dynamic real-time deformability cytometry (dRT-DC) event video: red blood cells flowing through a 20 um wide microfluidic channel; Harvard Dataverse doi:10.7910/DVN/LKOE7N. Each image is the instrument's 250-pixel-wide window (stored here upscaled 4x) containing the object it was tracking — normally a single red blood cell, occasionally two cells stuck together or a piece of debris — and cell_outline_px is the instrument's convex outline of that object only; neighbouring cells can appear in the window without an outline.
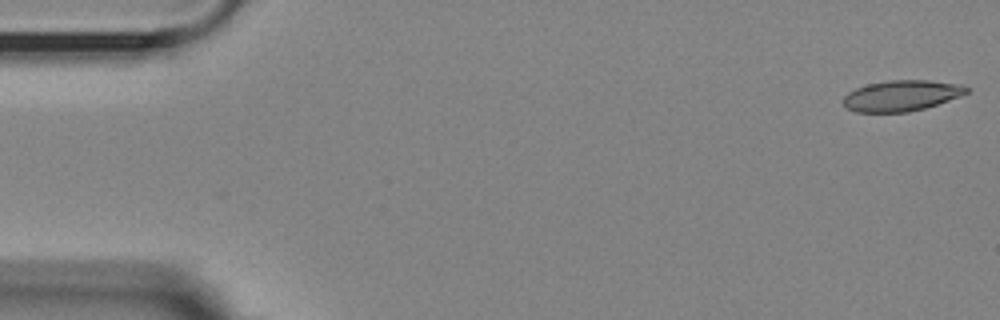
{"species": "Egyptian fruit bat (a non-hibernating species)", "species_latin": "Rousettus aegyptiacus", "temperature_condition": "room temperature", "stored_images_in_passage": 10, "camera_frame_rate_fps": 3000, "um_per_image_px": 0.085, "animal": {"sex": "female"}, "frame": {"image": 1, "passage_image": 1, "time_ms": 0.0, "image_size_px": [1000, 320], "cell_outline_px": [[968, 92], [960, 96], [924, 108], [908, 112], [856, 112], [848, 108], [844, 104], [844, 96], [848, 92], [856, 88], [868, 84], [888, 80], [928, 80], [960, 84], [968, 88]], "centroid_in_image_um": [76.61, 8.12], "position_along_channel_um": 8.4, "area_um2": 21.91}}